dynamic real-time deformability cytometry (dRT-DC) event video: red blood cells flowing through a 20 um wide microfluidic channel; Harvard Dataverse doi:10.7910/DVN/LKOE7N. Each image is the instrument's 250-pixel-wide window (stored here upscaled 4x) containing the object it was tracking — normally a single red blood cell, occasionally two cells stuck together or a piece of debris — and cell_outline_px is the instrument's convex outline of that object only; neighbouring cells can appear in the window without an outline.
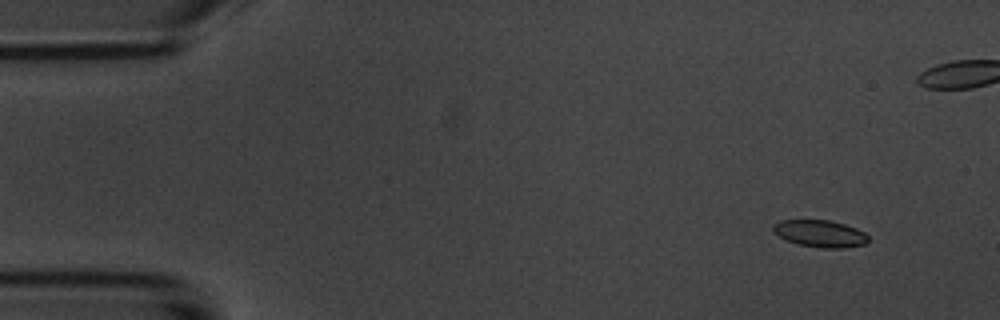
{"species": "common noctule bat (a hibernating species)", "species_latin": "Nyctalus noctula", "temperature_condition": "room temperature", "stored_images_in_passage": 6, "camera_frame_rate_fps": 3000, "um_per_image_px": 0.085, "animal": {"sex": "male", "body_mass_g": 20.1, "forearm_length_mm": 53.5}, "frame": {"image": 1, "passage_image": 2, "time_ms": 1.0, "image_size_px": [1000, 320], "cell_outline_px": [[868, 240], [864, 244], [844, 248], [820, 248], [800, 244], [788, 240], [780, 236], [772, 228], [772, 224], [780, 220], [832, 220], [856, 228], [864, 232], [868, 236]], "centroid_in_image_um": [69.73, 19.84], "position_along_channel_um": 15.3, "area_um2": 14.85}}